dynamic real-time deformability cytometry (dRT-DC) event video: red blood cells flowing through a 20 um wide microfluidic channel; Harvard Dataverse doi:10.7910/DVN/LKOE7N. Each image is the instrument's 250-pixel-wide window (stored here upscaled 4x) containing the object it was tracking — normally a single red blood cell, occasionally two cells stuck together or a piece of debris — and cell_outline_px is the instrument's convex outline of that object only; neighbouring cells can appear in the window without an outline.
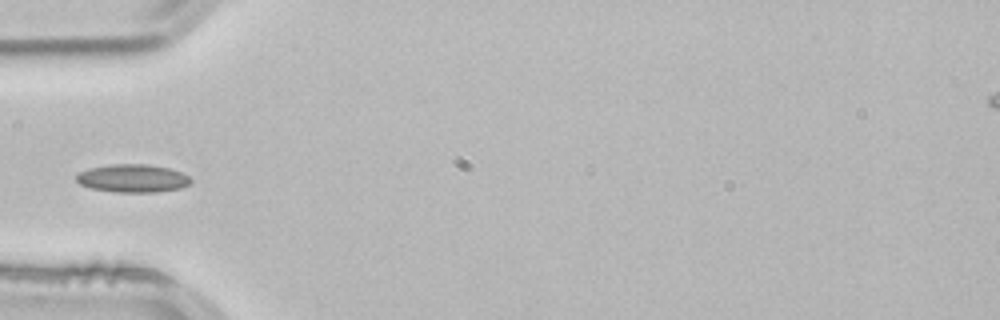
{"species": "common noctule bat (a hibernating species)", "species_latin": "Nyctalus noctula", "temperature_condition": "room temperature", "stored_images_in_passage": 3, "segment_of_instrument_passage": [2, 2], "camera_frame_rate_fps": 3000, "um_per_image_px": 0.085, "animal": {"sex": "male", "body_mass_g": 21.5, "forearm_length_mm": 52.0}, "frame": {"image": 1, "passage_image": 3, "time_ms": 0.667, "image_size_px": [1000, 320], "cell_outline_px": [[192, 180], [188, 184], [180, 188], [156, 192], [116, 192], [92, 188], [80, 184], [76, 180], [76, 176], [80, 172], [88, 168], [112, 164], [148, 164], [168, 168], [180, 172], [188, 176]], "centroid_in_image_um": [11.26, 15.15], "position_along_channel_um": 73.7, "area_um2": 18.55}}